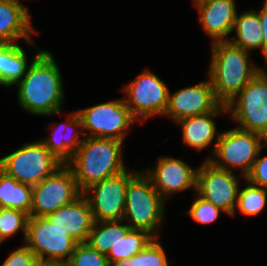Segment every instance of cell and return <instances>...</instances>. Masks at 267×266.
Masks as SVG:
<instances>
[{
	"label": "cell",
	"mask_w": 267,
	"mask_h": 266,
	"mask_svg": "<svg viewBox=\"0 0 267 266\" xmlns=\"http://www.w3.org/2000/svg\"><path fill=\"white\" fill-rule=\"evenodd\" d=\"M18 84L22 108L36 115L61 111L63 83L60 70L50 52L40 50Z\"/></svg>",
	"instance_id": "1"
},
{
	"label": "cell",
	"mask_w": 267,
	"mask_h": 266,
	"mask_svg": "<svg viewBox=\"0 0 267 266\" xmlns=\"http://www.w3.org/2000/svg\"><path fill=\"white\" fill-rule=\"evenodd\" d=\"M122 143L112 138L83 137L72 159L66 164L82 192L94 183L125 170Z\"/></svg>",
	"instance_id": "2"
},
{
	"label": "cell",
	"mask_w": 267,
	"mask_h": 266,
	"mask_svg": "<svg viewBox=\"0 0 267 266\" xmlns=\"http://www.w3.org/2000/svg\"><path fill=\"white\" fill-rule=\"evenodd\" d=\"M209 77L216 99L227 106L262 68L249 64L248 52L228 41L212 43Z\"/></svg>",
	"instance_id": "3"
},
{
	"label": "cell",
	"mask_w": 267,
	"mask_h": 266,
	"mask_svg": "<svg viewBox=\"0 0 267 266\" xmlns=\"http://www.w3.org/2000/svg\"><path fill=\"white\" fill-rule=\"evenodd\" d=\"M164 200L145 172L137 173L127 185L122 220L133 222L134 224H129L131 229L147 231L157 238L154 233H157L156 229L164 215Z\"/></svg>",
	"instance_id": "4"
},
{
	"label": "cell",
	"mask_w": 267,
	"mask_h": 266,
	"mask_svg": "<svg viewBox=\"0 0 267 266\" xmlns=\"http://www.w3.org/2000/svg\"><path fill=\"white\" fill-rule=\"evenodd\" d=\"M266 145L267 140L262 135L236 127L220 133L214 144V153L218 158L207 160L223 170L232 171L230 166L242 168V175L245 178L252 170L262 147ZM219 158L220 160H217Z\"/></svg>",
	"instance_id": "5"
},
{
	"label": "cell",
	"mask_w": 267,
	"mask_h": 266,
	"mask_svg": "<svg viewBox=\"0 0 267 266\" xmlns=\"http://www.w3.org/2000/svg\"><path fill=\"white\" fill-rule=\"evenodd\" d=\"M63 164L42 141L24 147L0 159V168L18 182L34 186L52 175Z\"/></svg>",
	"instance_id": "6"
},
{
	"label": "cell",
	"mask_w": 267,
	"mask_h": 266,
	"mask_svg": "<svg viewBox=\"0 0 267 266\" xmlns=\"http://www.w3.org/2000/svg\"><path fill=\"white\" fill-rule=\"evenodd\" d=\"M238 97V98H237ZM227 105L238 128L262 135L267 140V73L263 69ZM236 102V104H235Z\"/></svg>",
	"instance_id": "7"
},
{
	"label": "cell",
	"mask_w": 267,
	"mask_h": 266,
	"mask_svg": "<svg viewBox=\"0 0 267 266\" xmlns=\"http://www.w3.org/2000/svg\"><path fill=\"white\" fill-rule=\"evenodd\" d=\"M32 188V207L29 217H46L83 193L78 187L72 170L66 164Z\"/></svg>",
	"instance_id": "8"
},
{
	"label": "cell",
	"mask_w": 267,
	"mask_h": 266,
	"mask_svg": "<svg viewBox=\"0 0 267 266\" xmlns=\"http://www.w3.org/2000/svg\"><path fill=\"white\" fill-rule=\"evenodd\" d=\"M82 129L91 131L87 137L112 138L124 141L126 129L137 119L124 99L98 104L78 110Z\"/></svg>",
	"instance_id": "9"
},
{
	"label": "cell",
	"mask_w": 267,
	"mask_h": 266,
	"mask_svg": "<svg viewBox=\"0 0 267 266\" xmlns=\"http://www.w3.org/2000/svg\"><path fill=\"white\" fill-rule=\"evenodd\" d=\"M25 242L37 259L67 263L77 242L46 217H29ZM45 255H48L45 258ZM66 256H68L66 258ZM66 258V259H64Z\"/></svg>",
	"instance_id": "10"
},
{
	"label": "cell",
	"mask_w": 267,
	"mask_h": 266,
	"mask_svg": "<svg viewBox=\"0 0 267 266\" xmlns=\"http://www.w3.org/2000/svg\"><path fill=\"white\" fill-rule=\"evenodd\" d=\"M127 169L121 173L96 182L84 190L83 194L93 191V197L87 198L94 221L122 220L125 213L126 190L129 181L137 172Z\"/></svg>",
	"instance_id": "11"
},
{
	"label": "cell",
	"mask_w": 267,
	"mask_h": 266,
	"mask_svg": "<svg viewBox=\"0 0 267 266\" xmlns=\"http://www.w3.org/2000/svg\"><path fill=\"white\" fill-rule=\"evenodd\" d=\"M123 91L128 95L124 101L137 120L139 116L145 119L153 114H165L170 92L152 72L145 70Z\"/></svg>",
	"instance_id": "12"
},
{
	"label": "cell",
	"mask_w": 267,
	"mask_h": 266,
	"mask_svg": "<svg viewBox=\"0 0 267 266\" xmlns=\"http://www.w3.org/2000/svg\"><path fill=\"white\" fill-rule=\"evenodd\" d=\"M238 183L232 171L217 168L208 160L197 169V194L231 216L235 213Z\"/></svg>",
	"instance_id": "13"
},
{
	"label": "cell",
	"mask_w": 267,
	"mask_h": 266,
	"mask_svg": "<svg viewBox=\"0 0 267 266\" xmlns=\"http://www.w3.org/2000/svg\"><path fill=\"white\" fill-rule=\"evenodd\" d=\"M219 105L209 78L208 81L181 89L173 95L169 93L164 115H171L177 122L187 117L212 112Z\"/></svg>",
	"instance_id": "14"
},
{
	"label": "cell",
	"mask_w": 267,
	"mask_h": 266,
	"mask_svg": "<svg viewBox=\"0 0 267 266\" xmlns=\"http://www.w3.org/2000/svg\"><path fill=\"white\" fill-rule=\"evenodd\" d=\"M148 171L145 174L150 178L153 187L163 199H166L168 194L177 193L191 187L195 188L196 191L197 169H192L180 159L160 157L154 171Z\"/></svg>",
	"instance_id": "15"
},
{
	"label": "cell",
	"mask_w": 267,
	"mask_h": 266,
	"mask_svg": "<svg viewBox=\"0 0 267 266\" xmlns=\"http://www.w3.org/2000/svg\"><path fill=\"white\" fill-rule=\"evenodd\" d=\"M46 218L77 243L87 241L95 222L87 197L83 193L71 203L48 214Z\"/></svg>",
	"instance_id": "16"
},
{
	"label": "cell",
	"mask_w": 267,
	"mask_h": 266,
	"mask_svg": "<svg viewBox=\"0 0 267 266\" xmlns=\"http://www.w3.org/2000/svg\"><path fill=\"white\" fill-rule=\"evenodd\" d=\"M200 12V22L213 42L228 41L237 17L234 0H208L195 5Z\"/></svg>",
	"instance_id": "17"
},
{
	"label": "cell",
	"mask_w": 267,
	"mask_h": 266,
	"mask_svg": "<svg viewBox=\"0 0 267 266\" xmlns=\"http://www.w3.org/2000/svg\"><path fill=\"white\" fill-rule=\"evenodd\" d=\"M29 14L27 8L16 0H0V42L14 43L22 37L32 43L29 36L35 30Z\"/></svg>",
	"instance_id": "18"
},
{
	"label": "cell",
	"mask_w": 267,
	"mask_h": 266,
	"mask_svg": "<svg viewBox=\"0 0 267 266\" xmlns=\"http://www.w3.org/2000/svg\"><path fill=\"white\" fill-rule=\"evenodd\" d=\"M222 111L228 112L227 106L219 105L214 111L201 115H195L177 121L182 126L183 141L186 145L202 150L207 147L212 140L220 136L216 134V125L212 120L215 115L221 114Z\"/></svg>",
	"instance_id": "19"
},
{
	"label": "cell",
	"mask_w": 267,
	"mask_h": 266,
	"mask_svg": "<svg viewBox=\"0 0 267 266\" xmlns=\"http://www.w3.org/2000/svg\"><path fill=\"white\" fill-rule=\"evenodd\" d=\"M68 121H69V124L68 123H61L60 125H57L55 127V129L53 130V136L47 138L45 141H42L44 143V145L48 148V150L62 164H67L72 159L73 154L76 152V150L80 146L81 142L83 141V138L78 139L79 138V135H78L79 131L78 130H76L75 133H73V131H70V133H67L69 135L67 137H66V135L64 136V134H63V136L60 135L63 130L67 131V129L69 130V128L72 129L73 126H76L78 128L80 127V130H83L82 129V119L79 116L78 111L71 114Z\"/></svg>",
	"instance_id": "20"
},
{
	"label": "cell",
	"mask_w": 267,
	"mask_h": 266,
	"mask_svg": "<svg viewBox=\"0 0 267 266\" xmlns=\"http://www.w3.org/2000/svg\"><path fill=\"white\" fill-rule=\"evenodd\" d=\"M27 65L26 53L17 43L0 45V85H17L27 73Z\"/></svg>",
	"instance_id": "21"
},
{
	"label": "cell",
	"mask_w": 267,
	"mask_h": 266,
	"mask_svg": "<svg viewBox=\"0 0 267 266\" xmlns=\"http://www.w3.org/2000/svg\"><path fill=\"white\" fill-rule=\"evenodd\" d=\"M32 196L31 185L18 182L0 168V208L18 209L29 215Z\"/></svg>",
	"instance_id": "22"
},
{
	"label": "cell",
	"mask_w": 267,
	"mask_h": 266,
	"mask_svg": "<svg viewBox=\"0 0 267 266\" xmlns=\"http://www.w3.org/2000/svg\"><path fill=\"white\" fill-rule=\"evenodd\" d=\"M234 29L238 38L229 39L228 42L247 52L253 48H261L263 52V31L258 12L249 11L240 14L239 17L237 15L233 26Z\"/></svg>",
	"instance_id": "23"
},
{
	"label": "cell",
	"mask_w": 267,
	"mask_h": 266,
	"mask_svg": "<svg viewBox=\"0 0 267 266\" xmlns=\"http://www.w3.org/2000/svg\"><path fill=\"white\" fill-rule=\"evenodd\" d=\"M120 222L122 220L95 221L86 242L95 250L107 255L111 246L131 229L129 224L121 225Z\"/></svg>",
	"instance_id": "24"
},
{
	"label": "cell",
	"mask_w": 267,
	"mask_h": 266,
	"mask_svg": "<svg viewBox=\"0 0 267 266\" xmlns=\"http://www.w3.org/2000/svg\"><path fill=\"white\" fill-rule=\"evenodd\" d=\"M155 237L140 229H130L127 234L111 246L107 259L111 266L122 259H130L142 251Z\"/></svg>",
	"instance_id": "25"
},
{
	"label": "cell",
	"mask_w": 267,
	"mask_h": 266,
	"mask_svg": "<svg viewBox=\"0 0 267 266\" xmlns=\"http://www.w3.org/2000/svg\"><path fill=\"white\" fill-rule=\"evenodd\" d=\"M156 239L130 259L116 261L111 266H169L165 251Z\"/></svg>",
	"instance_id": "26"
},
{
	"label": "cell",
	"mask_w": 267,
	"mask_h": 266,
	"mask_svg": "<svg viewBox=\"0 0 267 266\" xmlns=\"http://www.w3.org/2000/svg\"><path fill=\"white\" fill-rule=\"evenodd\" d=\"M238 191L236 206L246 216L259 214L266 205L267 190L251 184Z\"/></svg>",
	"instance_id": "27"
},
{
	"label": "cell",
	"mask_w": 267,
	"mask_h": 266,
	"mask_svg": "<svg viewBox=\"0 0 267 266\" xmlns=\"http://www.w3.org/2000/svg\"><path fill=\"white\" fill-rule=\"evenodd\" d=\"M29 215L24 211L10 208H0V240L12 236L20 228L26 237V228Z\"/></svg>",
	"instance_id": "28"
},
{
	"label": "cell",
	"mask_w": 267,
	"mask_h": 266,
	"mask_svg": "<svg viewBox=\"0 0 267 266\" xmlns=\"http://www.w3.org/2000/svg\"><path fill=\"white\" fill-rule=\"evenodd\" d=\"M66 266H110L107 256L87 242L77 243Z\"/></svg>",
	"instance_id": "29"
},
{
	"label": "cell",
	"mask_w": 267,
	"mask_h": 266,
	"mask_svg": "<svg viewBox=\"0 0 267 266\" xmlns=\"http://www.w3.org/2000/svg\"><path fill=\"white\" fill-rule=\"evenodd\" d=\"M220 211H222L220 208L198 195L188 213L196 222L209 224L218 218Z\"/></svg>",
	"instance_id": "30"
},
{
	"label": "cell",
	"mask_w": 267,
	"mask_h": 266,
	"mask_svg": "<svg viewBox=\"0 0 267 266\" xmlns=\"http://www.w3.org/2000/svg\"><path fill=\"white\" fill-rule=\"evenodd\" d=\"M247 182L267 190V156L254 161L252 170L245 177Z\"/></svg>",
	"instance_id": "31"
},
{
	"label": "cell",
	"mask_w": 267,
	"mask_h": 266,
	"mask_svg": "<svg viewBox=\"0 0 267 266\" xmlns=\"http://www.w3.org/2000/svg\"><path fill=\"white\" fill-rule=\"evenodd\" d=\"M36 259L33 251L26 245L13 251L2 266H32Z\"/></svg>",
	"instance_id": "32"
},
{
	"label": "cell",
	"mask_w": 267,
	"mask_h": 266,
	"mask_svg": "<svg viewBox=\"0 0 267 266\" xmlns=\"http://www.w3.org/2000/svg\"><path fill=\"white\" fill-rule=\"evenodd\" d=\"M261 29L263 31V54L267 63V0H265V4L260 12H258Z\"/></svg>",
	"instance_id": "33"
},
{
	"label": "cell",
	"mask_w": 267,
	"mask_h": 266,
	"mask_svg": "<svg viewBox=\"0 0 267 266\" xmlns=\"http://www.w3.org/2000/svg\"><path fill=\"white\" fill-rule=\"evenodd\" d=\"M32 266H66V264L59 261L36 259Z\"/></svg>",
	"instance_id": "34"
},
{
	"label": "cell",
	"mask_w": 267,
	"mask_h": 266,
	"mask_svg": "<svg viewBox=\"0 0 267 266\" xmlns=\"http://www.w3.org/2000/svg\"><path fill=\"white\" fill-rule=\"evenodd\" d=\"M193 1L195 2L194 5H197V4L206 2V1H208V0H193Z\"/></svg>",
	"instance_id": "35"
}]
</instances>
